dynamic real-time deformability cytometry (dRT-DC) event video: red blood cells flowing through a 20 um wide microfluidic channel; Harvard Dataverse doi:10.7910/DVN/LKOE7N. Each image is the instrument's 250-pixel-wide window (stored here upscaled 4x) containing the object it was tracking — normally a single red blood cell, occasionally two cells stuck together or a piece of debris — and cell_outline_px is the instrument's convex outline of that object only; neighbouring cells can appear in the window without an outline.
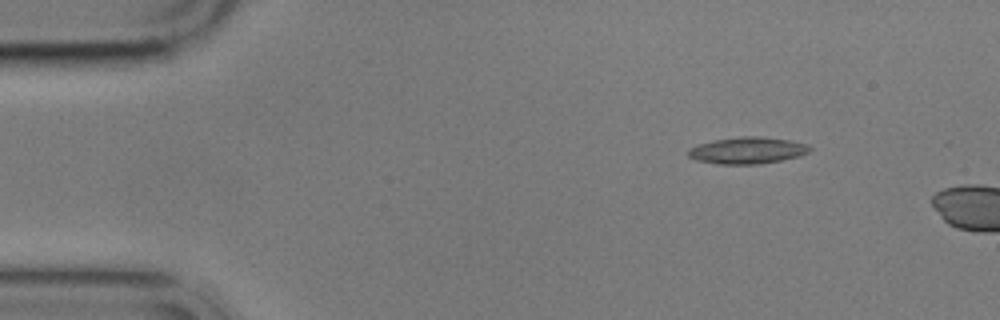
{"species": "common noctule bat (a hibernating species)", "species_latin": "Nyctalus noctula", "temperature_condition": "cold", "stored_images_in_passage": 2, "camera_frame_rate_fps": 3000, "um_per_image_px": 0.085, "animal": {"sex": "male", "body_mass_g": 17.9}, "frame": {"image": 1, "passage_image": 1, "time_ms": 0.0, "image_size_px": [1000, 320], "cell_outline_px": [[812, 148], [808, 152], [800, 156], [760, 164], [720, 164], [696, 160], [688, 156], [688, 148], [700, 144], [716, 140], [740, 136], [760, 136], [792, 140], [808, 144]], "centroid_in_image_um": [63.56, 12.78], "position_along_channel_um": 21.4, "area_um2": 18.9}}